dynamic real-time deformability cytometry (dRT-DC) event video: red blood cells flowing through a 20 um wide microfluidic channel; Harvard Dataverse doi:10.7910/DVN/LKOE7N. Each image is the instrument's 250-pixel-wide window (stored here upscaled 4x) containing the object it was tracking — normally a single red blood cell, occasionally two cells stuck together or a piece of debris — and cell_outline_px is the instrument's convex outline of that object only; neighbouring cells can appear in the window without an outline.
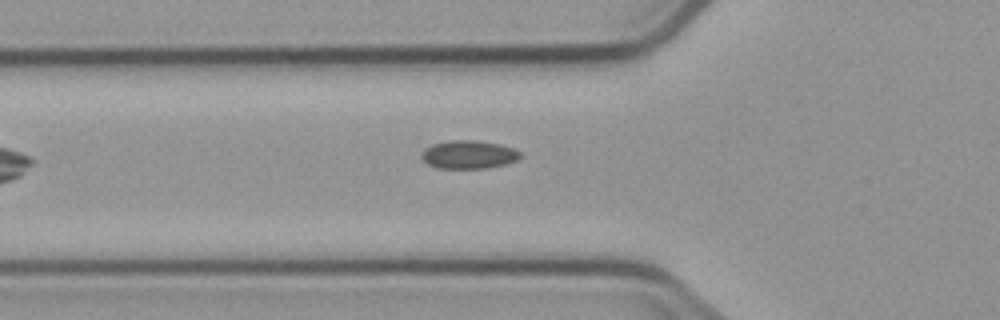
{"species": "common noctule bat (a hibernating species)", "species_latin": "Nyctalus noctula", "temperature_condition": "cold", "stored_images_in_passage": 4, "camera_frame_rate_fps": 3000, "um_per_image_px": 0.085, "animal": {"sex": "male", "body_mass_g": 23.1, "forearm_length_mm": 52.7}, "frame": {"image": 1, "passage_image": 4, "time_ms": 3.667, "image_size_px": [1000, 320], "cell_outline_px": [[520, 156], [516, 160], [504, 164], [484, 168], [436, 168], [428, 164], [420, 156], [424, 148], [432, 144], [448, 140], [476, 140], [500, 144], [512, 148], [520, 152]], "centroid_in_image_um": [39.79, 13.13], "position_along_channel_um": 86.0, "area_um2": 16.18}}